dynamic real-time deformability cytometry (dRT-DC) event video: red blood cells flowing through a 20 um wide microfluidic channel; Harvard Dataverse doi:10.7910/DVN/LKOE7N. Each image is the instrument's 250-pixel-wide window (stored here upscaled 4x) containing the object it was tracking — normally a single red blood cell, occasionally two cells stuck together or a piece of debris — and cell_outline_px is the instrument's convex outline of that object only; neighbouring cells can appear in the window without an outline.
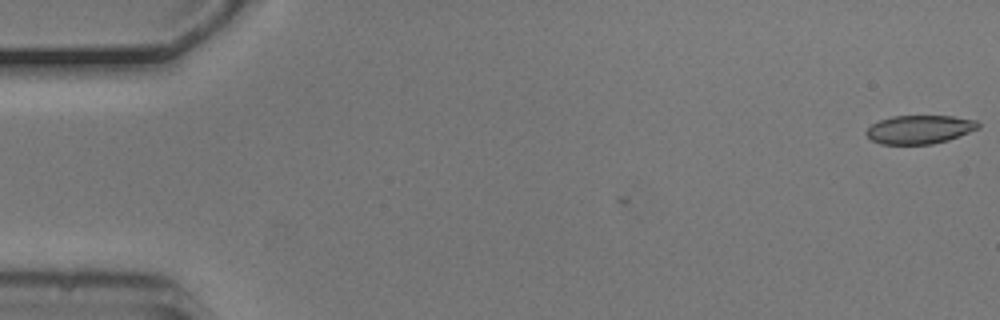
{"species": "common noctule bat (a hibernating species)", "species_latin": "Nyctalus noctula", "temperature_condition": "cold", "stored_images_in_passage": 6, "camera_frame_rate_fps": 3000, "um_per_image_px": 0.085, "animal": {"sex": "male", "body_mass_g": 20.5, "forearm_length_mm": 52.5}, "frame": {"image": 1, "passage_image": 1, "time_ms": 0.0, "image_size_px": [1000, 320], "cell_outline_px": [[980, 128], [948, 140], [932, 144], [880, 144], [872, 140], [864, 132], [872, 124], [880, 120], [892, 116], [952, 116], [976, 120], [980, 124]], "centroid_in_image_um": [78.17, 11.0], "position_along_channel_um": 6.8, "area_um2": 18.61}}